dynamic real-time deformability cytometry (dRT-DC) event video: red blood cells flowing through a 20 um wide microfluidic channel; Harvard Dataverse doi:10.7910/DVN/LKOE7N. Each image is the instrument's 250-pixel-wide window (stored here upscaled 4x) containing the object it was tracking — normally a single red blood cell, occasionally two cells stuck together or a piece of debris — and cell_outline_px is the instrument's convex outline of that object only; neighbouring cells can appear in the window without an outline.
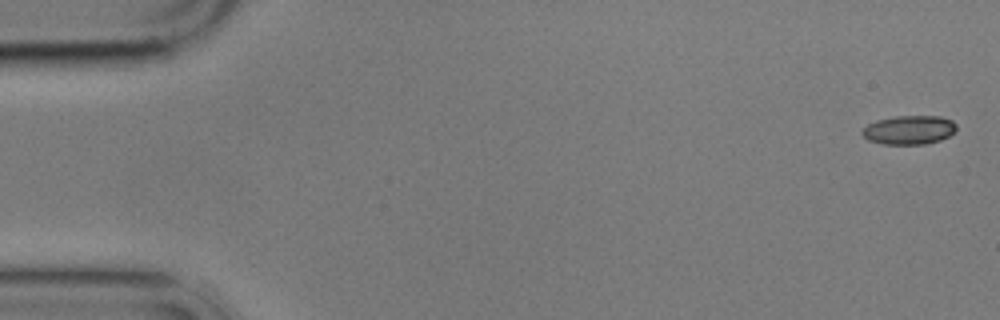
{"species": "common noctule bat (a hibernating species)", "species_latin": "Nyctalus noctula", "temperature_condition": "cold", "stored_images_in_passage": 4, "camera_frame_rate_fps": 3000, "um_per_image_px": 0.085, "animal": {"sex": "male", "body_mass_g": 17.9}, "frame": {"image": 1, "passage_image": 1, "time_ms": 0.0, "image_size_px": [1000, 320], "cell_outline_px": [[956, 128], [948, 136], [940, 140], [924, 144], [884, 144], [868, 140], [860, 132], [868, 124], [876, 120], [896, 116], [940, 116], [952, 120], [956, 124]], "centroid_in_image_um": [77.26, 11.04], "position_along_channel_um": 7.7, "area_um2": 15.78}}